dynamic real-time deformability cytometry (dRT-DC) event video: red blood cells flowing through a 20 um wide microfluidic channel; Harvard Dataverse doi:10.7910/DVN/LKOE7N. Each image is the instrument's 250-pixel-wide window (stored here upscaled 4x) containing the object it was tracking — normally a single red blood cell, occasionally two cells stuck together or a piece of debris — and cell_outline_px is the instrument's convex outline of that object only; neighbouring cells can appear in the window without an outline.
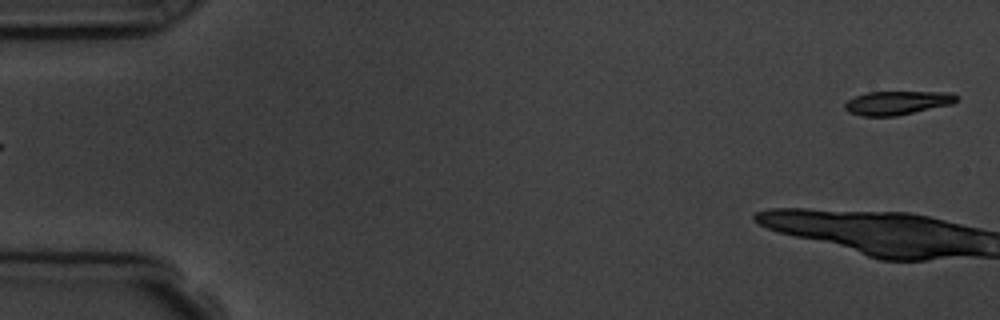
{"species": "common noctule bat (a hibernating species)", "species_latin": "Nyctalus noctula", "temperature_condition": "room temperature", "stored_images_in_passage": 3, "segment_of_instrument_passage": [2, 2], "camera_frame_rate_fps": 3000, "um_per_image_px": 0.085, "animal": {"sex": "male", "body_mass_g": 19.5, "forearm_length_mm": 54.6}, "frame": {"image": 1, "passage_image": 3, "time_ms": 2.0, "image_size_px": [1000, 320], "cell_outline_px": [[956, 100], [952, 104], [896, 116], [860, 116], [848, 112], [844, 108], [844, 104], [848, 100], [856, 96], [868, 92], [952, 92], [956, 96]], "centroid_in_image_um": [76.23, 8.74], "position_along_channel_um": 8.8, "area_um2": 15.37}}